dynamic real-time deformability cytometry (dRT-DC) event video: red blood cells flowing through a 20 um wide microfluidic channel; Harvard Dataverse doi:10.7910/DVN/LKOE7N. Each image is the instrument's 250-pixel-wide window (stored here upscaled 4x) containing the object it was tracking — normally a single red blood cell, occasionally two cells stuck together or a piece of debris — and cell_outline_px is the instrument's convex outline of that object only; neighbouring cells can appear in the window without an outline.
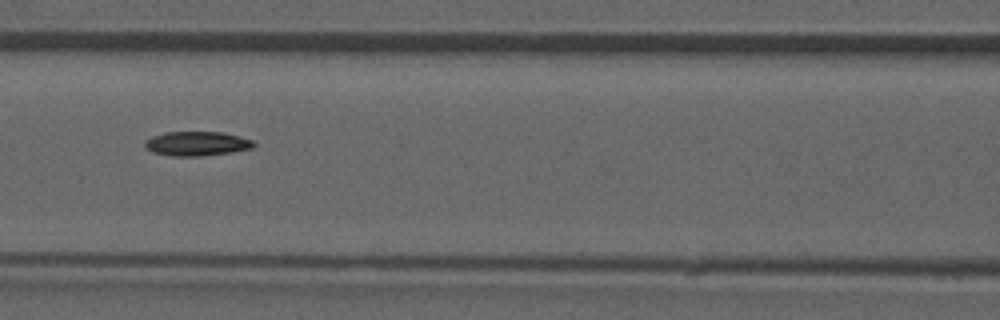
{"species": "common noctule bat (a hibernating species)", "species_latin": "Nyctalus noctula", "temperature_condition": "room temperature", "stored_images_in_passage": 52, "camera_frame_rate_fps": 3000, "um_per_image_px": 0.085, "animal": {"sex": "male", "forearm_length_mm": 52.5}, "frame": {"image": 1, "passage_image": 23, "time_ms": 7.333, "image_size_px": [1000, 320], "cell_outline_px": [[256, 144], [252, 148], [232, 152], [200, 156], [172, 156], [152, 152], [144, 144], [144, 140], [152, 136], [164, 132], [224, 132], [240, 136], [252, 140]], "centroid_in_image_um": [16.73, 12.2], "position_along_channel_um": 149.9, "area_um2": 15.49}}